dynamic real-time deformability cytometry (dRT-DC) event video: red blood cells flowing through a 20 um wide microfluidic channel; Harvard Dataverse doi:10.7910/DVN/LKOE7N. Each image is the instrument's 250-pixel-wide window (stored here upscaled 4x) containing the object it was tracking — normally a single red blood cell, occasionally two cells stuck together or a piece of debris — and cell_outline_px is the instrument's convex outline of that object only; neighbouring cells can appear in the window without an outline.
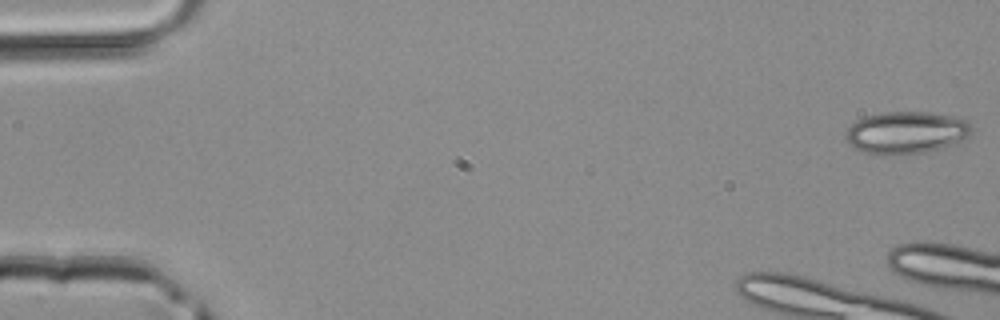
{"species": "common noctule bat (a hibernating species)", "species_latin": "Nyctalus noctula", "temperature_condition": "room temperature", "stored_images_in_passage": 7, "camera_frame_rate_fps": 3000, "um_per_image_px": 0.085, "animal": {"sex": "male", "body_mass_g": 20.4}, "frame": {"image": 1, "passage_image": 1, "time_ms": 0.0, "image_size_px": [1000, 320], "cell_outline_px": [[972, 132], [968, 136], [952, 144], [924, 152], [892, 156], [884, 156], [864, 152], [852, 148], [848, 144], [844, 136], [844, 132], [856, 120], [864, 116], [884, 112], [928, 112], [952, 116], [968, 120], [972, 128]], "centroid_in_image_um": [76.96, 11.28], "position_along_channel_um": 8.0, "area_um2": 31.33}}